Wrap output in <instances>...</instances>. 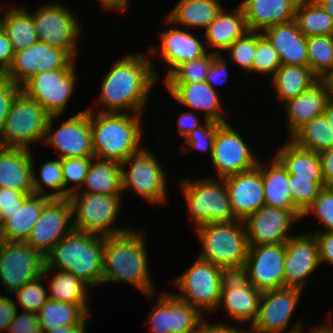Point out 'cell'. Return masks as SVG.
<instances>
[{"label":"cell","mask_w":333,"mask_h":333,"mask_svg":"<svg viewBox=\"0 0 333 333\" xmlns=\"http://www.w3.org/2000/svg\"><path fill=\"white\" fill-rule=\"evenodd\" d=\"M21 87L5 75H0V131L2 130L10 107Z\"/></svg>","instance_id":"54"},{"label":"cell","mask_w":333,"mask_h":333,"mask_svg":"<svg viewBox=\"0 0 333 333\" xmlns=\"http://www.w3.org/2000/svg\"><path fill=\"white\" fill-rule=\"evenodd\" d=\"M323 116L326 118L329 126L333 130V95L325 104Z\"/></svg>","instance_id":"67"},{"label":"cell","mask_w":333,"mask_h":333,"mask_svg":"<svg viewBox=\"0 0 333 333\" xmlns=\"http://www.w3.org/2000/svg\"><path fill=\"white\" fill-rule=\"evenodd\" d=\"M228 66V61L222 55H218L209 66L206 82L215 91H219L217 88L229 81L231 75Z\"/></svg>","instance_id":"55"},{"label":"cell","mask_w":333,"mask_h":333,"mask_svg":"<svg viewBox=\"0 0 333 333\" xmlns=\"http://www.w3.org/2000/svg\"><path fill=\"white\" fill-rule=\"evenodd\" d=\"M222 122H214L212 120H206L204 124L188 133L184 141L181 143V153H194L204 152L207 156L212 155V149L214 145L215 134L218 128L222 125ZM194 151V152H193Z\"/></svg>","instance_id":"47"},{"label":"cell","mask_w":333,"mask_h":333,"mask_svg":"<svg viewBox=\"0 0 333 333\" xmlns=\"http://www.w3.org/2000/svg\"><path fill=\"white\" fill-rule=\"evenodd\" d=\"M288 139L296 146L316 153L333 148V130L323 115L304 123Z\"/></svg>","instance_id":"41"},{"label":"cell","mask_w":333,"mask_h":333,"mask_svg":"<svg viewBox=\"0 0 333 333\" xmlns=\"http://www.w3.org/2000/svg\"><path fill=\"white\" fill-rule=\"evenodd\" d=\"M17 310L13 321L9 324L8 333H28L38 327V313Z\"/></svg>","instance_id":"56"},{"label":"cell","mask_w":333,"mask_h":333,"mask_svg":"<svg viewBox=\"0 0 333 333\" xmlns=\"http://www.w3.org/2000/svg\"><path fill=\"white\" fill-rule=\"evenodd\" d=\"M164 84V85H163ZM170 98L188 110L197 112L206 120L229 122L219 91H215L206 81L197 83H162Z\"/></svg>","instance_id":"24"},{"label":"cell","mask_w":333,"mask_h":333,"mask_svg":"<svg viewBox=\"0 0 333 333\" xmlns=\"http://www.w3.org/2000/svg\"><path fill=\"white\" fill-rule=\"evenodd\" d=\"M143 114L89 110L94 158L122 163L143 147Z\"/></svg>","instance_id":"3"},{"label":"cell","mask_w":333,"mask_h":333,"mask_svg":"<svg viewBox=\"0 0 333 333\" xmlns=\"http://www.w3.org/2000/svg\"><path fill=\"white\" fill-rule=\"evenodd\" d=\"M54 271V272H53ZM53 273V274H52ZM55 273V274H54ZM43 277L47 281L49 299L52 301L80 304L89 314L88 306L92 288L72 273L44 268ZM51 277L49 278V276ZM48 279V280H46ZM90 298H89V295ZM90 309V311H89Z\"/></svg>","instance_id":"34"},{"label":"cell","mask_w":333,"mask_h":333,"mask_svg":"<svg viewBox=\"0 0 333 333\" xmlns=\"http://www.w3.org/2000/svg\"><path fill=\"white\" fill-rule=\"evenodd\" d=\"M177 181L193 229L208 223L237 220L223 179L203 175L195 178L183 177Z\"/></svg>","instance_id":"5"},{"label":"cell","mask_w":333,"mask_h":333,"mask_svg":"<svg viewBox=\"0 0 333 333\" xmlns=\"http://www.w3.org/2000/svg\"><path fill=\"white\" fill-rule=\"evenodd\" d=\"M32 150L0 147V188L34 193Z\"/></svg>","instance_id":"31"},{"label":"cell","mask_w":333,"mask_h":333,"mask_svg":"<svg viewBox=\"0 0 333 333\" xmlns=\"http://www.w3.org/2000/svg\"><path fill=\"white\" fill-rule=\"evenodd\" d=\"M294 20L306 38L333 35V17L325 12L315 0H299Z\"/></svg>","instance_id":"40"},{"label":"cell","mask_w":333,"mask_h":333,"mask_svg":"<svg viewBox=\"0 0 333 333\" xmlns=\"http://www.w3.org/2000/svg\"><path fill=\"white\" fill-rule=\"evenodd\" d=\"M76 70H50L33 75L21 90L51 115H63L74 94L78 75Z\"/></svg>","instance_id":"18"},{"label":"cell","mask_w":333,"mask_h":333,"mask_svg":"<svg viewBox=\"0 0 333 333\" xmlns=\"http://www.w3.org/2000/svg\"><path fill=\"white\" fill-rule=\"evenodd\" d=\"M34 157L32 151V185L34 194L47 195L51 198H64L61 159L57 157V159L55 158L47 160L43 164L41 163L38 171L35 169V162L37 161L34 160ZM49 189L50 192L48 191Z\"/></svg>","instance_id":"42"},{"label":"cell","mask_w":333,"mask_h":333,"mask_svg":"<svg viewBox=\"0 0 333 333\" xmlns=\"http://www.w3.org/2000/svg\"><path fill=\"white\" fill-rule=\"evenodd\" d=\"M312 233L318 244L321 265L333 267V232H309Z\"/></svg>","instance_id":"58"},{"label":"cell","mask_w":333,"mask_h":333,"mask_svg":"<svg viewBox=\"0 0 333 333\" xmlns=\"http://www.w3.org/2000/svg\"><path fill=\"white\" fill-rule=\"evenodd\" d=\"M221 270L219 266L196 257L186 271L169 282L178 291L172 293L208 317V314H214L220 301Z\"/></svg>","instance_id":"11"},{"label":"cell","mask_w":333,"mask_h":333,"mask_svg":"<svg viewBox=\"0 0 333 333\" xmlns=\"http://www.w3.org/2000/svg\"><path fill=\"white\" fill-rule=\"evenodd\" d=\"M99 7H102L104 11L120 13L121 11L125 13L128 7H130L131 0H96Z\"/></svg>","instance_id":"64"},{"label":"cell","mask_w":333,"mask_h":333,"mask_svg":"<svg viewBox=\"0 0 333 333\" xmlns=\"http://www.w3.org/2000/svg\"><path fill=\"white\" fill-rule=\"evenodd\" d=\"M93 158L94 157H73L61 159L64 198H68L70 194L78 191L82 187Z\"/></svg>","instance_id":"49"},{"label":"cell","mask_w":333,"mask_h":333,"mask_svg":"<svg viewBox=\"0 0 333 333\" xmlns=\"http://www.w3.org/2000/svg\"><path fill=\"white\" fill-rule=\"evenodd\" d=\"M218 54L208 52L205 56L177 66L162 83H197L206 81L209 66Z\"/></svg>","instance_id":"46"},{"label":"cell","mask_w":333,"mask_h":333,"mask_svg":"<svg viewBox=\"0 0 333 333\" xmlns=\"http://www.w3.org/2000/svg\"><path fill=\"white\" fill-rule=\"evenodd\" d=\"M299 0H242L241 6L249 31L263 32L273 25L294 20Z\"/></svg>","instance_id":"28"},{"label":"cell","mask_w":333,"mask_h":333,"mask_svg":"<svg viewBox=\"0 0 333 333\" xmlns=\"http://www.w3.org/2000/svg\"><path fill=\"white\" fill-rule=\"evenodd\" d=\"M68 198L72 205L74 230L109 237L130 229L115 224L123 209V194L73 192Z\"/></svg>","instance_id":"7"},{"label":"cell","mask_w":333,"mask_h":333,"mask_svg":"<svg viewBox=\"0 0 333 333\" xmlns=\"http://www.w3.org/2000/svg\"><path fill=\"white\" fill-rule=\"evenodd\" d=\"M146 325L151 333H170V291L161 292L152 307Z\"/></svg>","instance_id":"53"},{"label":"cell","mask_w":333,"mask_h":333,"mask_svg":"<svg viewBox=\"0 0 333 333\" xmlns=\"http://www.w3.org/2000/svg\"><path fill=\"white\" fill-rule=\"evenodd\" d=\"M194 231L201 246L200 259L220 268L244 266L250 246L243 220L208 223Z\"/></svg>","instance_id":"6"},{"label":"cell","mask_w":333,"mask_h":333,"mask_svg":"<svg viewBox=\"0 0 333 333\" xmlns=\"http://www.w3.org/2000/svg\"><path fill=\"white\" fill-rule=\"evenodd\" d=\"M230 321L227 322H220V320L217 322L215 321L210 322L209 318L207 319V316H205L198 328V332L197 333H252L250 326L248 329H244V327H242L243 329H241L238 326H235L234 324L231 323V325L229 324Z\"/></svg>","instance_id":"59"},{"label":"cell","mask_w":333,"mask_h":333,"mask_svg":"<svg viewBox=\"0 0 333 333\" xmlns=\"http://www.w3.org/2000/svg\"><path fill=\"white\" fill-rule=\"evenodd\" d=\"M49 114L22 90L14 98L0 131V147L31 150L34 143H43Z\"/></svg>","instance_id":"9"},{"label":"cell","mask_w":333,"mask_h":333,"mask_svg":"<svg viewBox=\"0 0 333 333\" xmlns=\"http://www.w3.org/2000/svg\"><path fill=\"white\" fill-rule=\"evenodd\" d=\"M262 291L249 282L248 271L244 266L222 268L221 294L216 313L219 308L226 318L236 325L254 322Z\"/></svg>","instance_id":"12"},{"label":"cell","mask_w":333,"mask_h":333,"mask_svg":"<svg viewBox=\"0 0 333 333\" xmlns=\"http://www.w3.org/2000/svg\"><path fill=\"white\" fill-rule=\"evenodd\" d=\"M333 191V180L327 185Z\"/></svg>","instance_id":"73"},{"label":"cell","mask_w":333,"mask_h":333,"mask_svg":"<svg viewBox=\"0 0 333 333\" xmlns=\"http://www.w3.org/2000/svg\"><path fill=\"white\" fill-rule=\"evenodd\" d=\"M51 199L47 195L26 193L19 199L18 207L4 222L0 240L26 242L38 221L44 205Z\"/></svg>","instance_id":"30"},{"label":"cell","mask_w":333,"mask_h":333,"mask_svg":"<svg viewBox=\"0 0 333 333\" xmlns=\"http://www.w3.org/2000/svg\"><path fill=\"white\" fill-rule=\"evenodd\" d=\"M44 268L45 256L28 243L0 240V286L6 293L35 280Z\"/></svg>","instance_id":"17"},{"label":"cell","mask_w":333,"mask_h":333,"mask_svg":"<svg viewBox=\"0 0 333 333\" xmlns=\"http://www.w3.org/2000/svg\"><path fill=\"white\" fill-rule=\"evenodd\" d=\"M226 54V55H225ZM256 54V32L248 31L243 37L235 40L222 56H228L225 59L229 61V65L241 68L242 75L247 77L253 74V62ZM247 74V76H246Z\"/></svg>","instance_id":"45"},{"label":"cell","mask_w":333,"mask_h":333,"mask_svg":"<svg viewBox=\"0 0 333 333\" xmlns=\"http://www.w3.org/2000/svg\"><path fill=\"white\" fill-rule=\"evenodd\" d=\"M28 333H44V330L38 326L37 328L32 329V331Z\"/></svg>","instance_id":"72"},{"label":"cell","mask_w":333,"mask_h":333,"mask_svg":"<svg viewBox=\"0 0 333 333\" xmlns=\"http://www.w3.org/2000/svg\"><path fill=\"white\" fill-rule=\"evenodd\" d=\"M59 118L61 115L49 116L43 143L54 149L60 159L94 157L89 109L74 114L57 127Z\"/></svg>","instance_id":"16"},{"label":"cell","mask_w":333,"mask_h":333,"mask_svg":"<svg viewBox=\"0 0 333 333\" xmlns=\"http://www.w3.org/2000/svg\"><path fill=\"white\" fill-rule=\"evenodd\" d=\"M322 9L333 17V0H315Z\"/></svg>","instance_id":"68"},{"label":"cell","mask_w":333,"mask_h":333,"mask_svg":"<svg viewBox=\"0 0 333 333\" xmlns=\"http://www.w3.org/2000/svg\"><path fill=\"white\" fill-rule=\"evenodd\" d=\"M224 7L202 34L208 52L223 55L229 46L249 30L241 6Z\"/></svg>","instance_id":"27"},{"label":"cell","mask_w":333,"mask_h":333,"mask_svg":"<svg viewBox=\"0 0 333 333\" xmlns=\"http://www.w3.org/2000/svg\"><path fill=\"white\" fill-rule=\"evenodd\" d=\"M308 67L323 79L333 68V35L307 37Z\"/></svg>","instance_id":"43"},{"label":"cell","mask_w":333,"mask_h":333,"mask_svg":"<svg viewBox=\"0 0 333 333\" xmlns=\"http://www.w3.org/2000/svg\"><path fill=\"white\" fill-rule=\"evenodd\" d=\"M144 228H130L124 233L104 238L102 286L127 284L148 299L157 290L150 275V259Z\"/></svg>","instance_id":"2"},{"label":"cell","mask_w":333,"mask_h":333,"mask_svg":"<svg viewBox=\"0 0 333 333\" xmlns=\"http://www.w3.org/2000/svg\"><path fill=\"white\" fill-rule=\"evenodd\" d=\"M163 21L164 26L168 24L167 26L171 28L163 29L159 35V44L149 46L147 50L158 81L162 76L161 73L159 75V72L156 70L155 59L160 58L158 61L160 60L164 63V67L168 66L166 70H164L166 74L162 79L163 81L180 64L199 59L208 53L205 40L200 36L198 37V34L194 33L192 30L176 26L166 16Z\"/></svg>","instance_id":"13"},{"label":"cell","mask_w":333,"mask_h":333,"mask_svg":"<svg viewBox=\"0 0 333 333\" xmlns=\"http://www.w3.org/2000/svg\"><path fill=\"white\" fill-rule=\"evenodd\" d=\"M282 66L277 51L269 40L262 34L256 32V54L253 62L254 74L267 75L271 77Z\"/></svg>","instance_id":"50"},{"label":"cell","mask_w":333,"mask_h":333,"mask_svg":"<svg viewBox=\"0 0 333 333\" xmlns=\"http://www.w3.org/2000/svg\"><path fill=\"white\" fill-rule=\"evenodd\" d=\"M331 319L325 320V322L316 325L315 328L312 329H304L300 333H333V322L332 317ZM331 320V321H330ZM329 321V322H328Z\"/></svg>","instance_id":"66"},{"label":"cell","mask_w":333,"mask_h":333,"mask_svg":"<svg viewBox=\"0 0 333 333\" xmlns=\"http://www.w3.org/2000/svg\"><path fill=\"white\" fill-rule=\"evenodd\" d=\"M307 216H314V220L321 224V229L310 232H333V191L329 187L321 190L312 205L304 212L302 219H306Z\"/></svg>","instance_id":"52"},{"label":"cell","mask_w":333,"mask_h":333,"mask_svg":"<svg viewBox=\"0 0 333 333\" xmlns=\"http://www.w3.org/2000/svg\"><path fill=\"white\" fill-rule=\"evenodd\" d=\"M285 243L250 246L244 267L249 282L263 291L284 287Z\"/></svg>","instance_id":"23"},{"label":"cell","mask_w":333,"mask_h":333,"mask_svg":"<svg viewBox=\"0 0 333 333\" xmlns=\"http://www.w3.org/2000/svg\"><path fill=\"white\" fill-rule=\"evenodd\" d=\"M159 160L152 150L144 146L122 162L123 193L131 189V192L141 197L148 205L162 206L167 203L169 200L167 184L170 178L167 169Z\"/></svg>","instance_id":"8"},{"label":"cell","mask_w":333,"mask_h":333,"mask_svg":"<svg viewBox=\"0 0 333 333\" xmlns=\"http://www.w3.org/2000/svg\"><path fill=\"white\" fill-rule=\"evenodd\" d=\"M276 149L273 155L287 169L289 175L310 181H325L318 153L300 148L288 138Z\"/></svg>","instance_id":"35"},{"label":"cell","mask_w":333,"mask_h":333,"mask_svg":"<svg viewBox=\"0 0 333 333\" xmlns=\"http://www.w3.org/2000/svg\"><path fill=\"white\" fill-rule=\"evenodd\" d=\"M289 185L293 203L302 214L326 187L325 181H310V179L296 178V175H289Z\"/></svg>","instance_id":"51"},{"label":"cell","mask_w":333,"mask_h":333,"mask_svg":"<svg viewBox=\"0 0 333 333\" xmlns=\"http://www.w3.org/2000/svg\"><path fill=\"white\" fill-rule=\"evenodd\" d=\"M331 90L322 79L309 89L281 105L286 115V136L289 138L299 127L311 119L323 115L324 107L332 96Z\"/></svg>","instance_id":"26"},{"label":"cell","mask_w":333,"mask_h":333,"mask_svg":"<svg viewBox=\"0 0 333 333\" xmlns=\"http://www.w3.org/2000/svg\"><path fill=\"white\" fill-rule=\"evenodd\" d=\"M3 226H4V220H3V215H2V209L0 208V235L3 230Z\"/></svg>","instance_id":"70"},{"label":"cell","mask_w":333,"mask_h":333,"mask_svg":"<svg viewBox=\"0 0 333 333\" xmlns=\"http://www.w3.org/2000/svg\"><path fill=\"white\" fill-rule=\"evenodd\" d=\"M204 317L196 307L170 292V333H197Z\"/></svg>","instance_id":"44"},{"label":"cell","mask_w":333,"mask_h":333,"mask_svg":"<svg viewBox=\"0 0 333 333\" xmlns=\"http://www.w3.org/2000/svg\"><path fill=\"white\" fill-rule=\"evenodd\" d=\"M4 6H6V4H3V6L2 5H0V15H2V17L0 16V29L2 28V18H3V15H4V10H3V8H5ZM1 11L3 12V13H1Z\"/></svg>","instance_id":"71"},{"label":"cell","mask_w":333,"mask_h":333,"mask_svg":"<svg viewBox=\"0 0 333 333\" xmlns=\"http://www.w3.org/2000/svg\"><path fill=\"white\" fill-rule=\"evenodd\" d=\"M45 279L43 275L39 276L33 281L28 282L23 285L21 288L16 290L13 295L17 298L15 299V304L17 309L28 312L38 313L42 306L49 299L48 289L44 285ZM18 302V303H17Z\"/></svg>","instance_id":"48"},{"label":"cell","mask_w":333,"mask_h":333,"mask_svg":"<svg viewBox=\"0 0 333 333\" xmlns=\"http://www.w3.org/2000/svg\"><path fill=\"white\" fill-rule=\"evenodd\" d=\"M235 217L245 220L265 205L262 173L258 166L223 178Z\"/></svg>","instance_id":"25"},{"label":"cell","mask_w":333,"mask_h":333,"mask_svg":"<svg viewBox=\"0 0 333 333\" xmlns=\"http://www.w3.org/2000/svg\"><path fill=\"white\" fill-rule=\"evenodd\" d=\"M319 154L323 178L326 186L333 180V148L324 150Z\"/></svg>","instance_id":"63"},{"label":"cell","mask_w":333,"mask_h":333,"mask_svg":"<svg viewBox=\"0 0 333 333\" xmlns=\"http://www.w3.org/2000/svg\"><path fill=\"white\" fill-rule=\"evenodd\" d=\"M11 296L0 297V332H7L9 324L13 321L17 312V305L15 304V298Z\"/></svg>","instance_id":"61"},{"label":"cell","mask_w":333,"mask_h":333,"mask_svg":"<svg viewBox=\"0 0 333 333\" xmlns=\"http://www.w3.org/2000/svg\"><path fill=\"white\" fill-rule=\"evenodd\" d=\"M14 50L12 43L7 37L3 29H0V75H4L10 68L13 58Z\"/></svg>","instance_id":"62"},{"label":"cell","mask_w":333,"mask_h":333,"mask_svg":"<svg viewBox=\"0 0 333 333\" xmlns=\"http://www.w3.org/2000/svg\"><path fill=\"white\" fill-rule=\"evenodd\" d=\"M222 0H179L165 16L176 26L205 31L225 7Z\"/></svg>","instance_id":"33"},{"label":"cell","mask_w":333,"mask_h":333,"mask_svg":"<svg viewBox=\"0 0 333 333\" xmlns=\"http://www.w3.org/2000/svg\"><path fill=\"white\" fill-rule=\"evenodd\" d=\"M306 231L296 233L285 242L284 287L305 291L309 277L322 267L317 241Z\"/></svg>","instance_id":"21"},{"label":"cell","mask_w":333,"mask_h":333,"mask_svg":"<svg viewBox=\"0 0 333 333\" xmlns=\"http://www.w3.org/2000/svg\"><path fill=\"white\" fill-rule=\"evenodd\" d=\"M262 34L277 51L282 65L308 66L307 38L299 30L295 20L273 25Z\"/></svg>","instance_id":"29"},{"label":"cell","mask_w":333,"mask_h":333,"mask_svg":"<svg viewBox=\"0 0 333 333\" xmlns=\"http://www.w3.org/2000/svg\"><path fill=\"white\" fill-rule=\"evenodd\" d=\"M2 29L11 41L14 52L39 41L31 11L24 5L5 7Z\"/></svg>","instance_id":"38"},{"label":"cell","mask_w":333,"mask_h":333,"mask_svg":"<svg viewBox=\"0 0 333 333\" xmlns=\"http://www.w3.org/2000/svg\"><path fill=\"white\" fill-rule=\"evenodd\" d=\"M205 122L206 119L202 115H199L197 112L187 110L179 114L175 131H177L176 133L179 134V137L184 139L188 133L198 128Z\"/></svg>","instance_id":"57"},{"label":"cell","mask_w":333,"mask_h":333,"mask_svg":"<svg viewBox=\"0 0 333 333\" xmlns=\"http://www.w3.org/2000/svg\"><path fill=\"white\" fill-rule=\"evenodd\" d=\"M76 62L66 51L39 40L30 47L16 51L12 64L4 75L21 87L39 72L77 70Z\"/></svg>","instance_id":"19"},{"label":"cell","mask_w":333,"mask_h":333,"mask_svg":"<svg viewBox=\"0 0 333 333\" xmlns=\"http://www.w3.org/2000/svg\"><path fill=\"white\" fill-rule=\"evenodd\" d=\"M270 158L265 162L259 159L257 164L262 173L265 205L284 210H298L291 196L287 169L274 155Z\"/></svg>","instance_id":"32"},{"label":"cell","mask_w":333,"mask_h":333,"mask_svg":"<svg viewBox=\"0 0 333 333\" xmlns=\"http://www.w3.org/2000/svg\"><path fill=\"white\" fill-rule=\"evenodd\" d=\"M73 230L69 198H51L43 207L26 243L44 256Z\"/></svg>","instance_id":"22"},{"label":"cell","mask_w":333,"mask_h":333,"mask_svg":"<svg viewBox=\"0 0 333 333\" xmlns=\"http://www.w3.org/2000/svg\"><path fill=\"white\" fill-rule=\"evenodd\" d=\"M90 315L80 304L48 299L38 312V326L49 331L61 326L88 325Z\"/></svg>","instance_id":"39"},{"label":"cell","mask_w":333,"mask_h":333,"mask_svg":"<svg viewBox=\"0 0 333 333\" xmlns=\"http://www.w3.org/2000/svg\"><path fill=\"white\" fill-rule=\"evenodd\" d=\"M304 292L296 287L263 291L257 316L250 326L252 333H300L304 330L301 319L290 325Z\"/></svg>","instance_id":"14"},{"label":"cell","mask_w":333,"mask_h":333,"mask_svg":"<svg viewBox=\"0 0 333 333\" xmlns=\"http://www.w3.org/2000/svg\"><path fill=\"white\" fill-rule=\"evenodd\" d=\"M76 192L123 194L121 163L93 158L83 185Z\"/></svg>","instance_id":"37"},{"label":"cell","mask_w":333,"mask_h":333,"mask_svg":"<svg viewBox=\"0 0 333 333\" xmlns=\"http://www.w3.org/2000/svg\"><path fill=\"white\" fill-rule=\"evenodd\" d=\"M88 325L61 326L53 330L44 331V333H88Z\"/></svg>","instance_id":"65"},{"label":"cell","mask_w":333,"mask_h":333,"mask_svg":"<svg viewBox=\"0 0 333 333\" xmlns=\"http://www.w3.org/2000/svg\"><path fill=\"white\" fill-rule=\"evenodd\" d=\"M104 238L73 229L45 255V267L72 273L87 283L92 290L100 288Z\"/></svg>","instance_id":"4"},{"label":"cell","mask_w":333,"mask_h":333,"mask_svg":"<svg viewBox=\"0 0 333 333\" xmlns=\"http://www.w3.org/2000/svg\"><path fill=\"white\" fill-rule=\"evenodd\" d=\"M23 195V192L15 189L0 188V208L4 222L11 217V213L18 207L19 199Z\"/></svg>","instance_id":"60"},{"label":"cell","mask_w":333,"mask_h":333,"mask_svg":"<svg viewBox=\"0 0 333 333\" xmlns=\"http://www.w3.org/2000/svg\"><path fill=\"white\" fill-rule=\"evenodd\" d=\"M122 55L104 74L100 93L89 110L144 115L150 94L155 84L160 82L155 76L147 50Z\"/></svg>","instance_id":"1"},{"label":"cell","mask_w":333,"mask_h":333,"mask_svg":"<svg viewBox=\"0 0 333 333\" xmlns=\"http://www.w3.org/2000/svg\"><path fill=\"white\" fill-rule=\"evenodd\" d=\"M333 94V68L322 79Z\"/></svg>","instance_id":"69"},{"label":"cell","mask_w":333,"mask_h":333,"mask_svg":"<svg viewBox=\"0 0 333 333\" xmlns=\"http://www.w3.org/2000/svg\"><path fill=\"white\" fill-rule=\"evenodd\" d=\"M269 80L277 102L282 105L309 89L319 78L308 66L282 65Z\"/></svg>","instance_id":"36"},{"label":"cell","mask_w":333,"mask_h":333,"mask_svg":"<svg viewBox=\"0 0 333 333\" xmlns=\"http://www.w3.org/2000/svg\"><path fill=\"white\" fill-rule=\"evenodd\" d=\"M69 7L58 2H44L31 15L40 41L64 50L78 60V43L85 28L78 14Z\"/></svg>","instance_id":"10"},{"label":"cell","mask_w":333,"mask_h":333,"mask_svg":"<svg viewBox=\"0 0 333 333\" xmlns=\"http://www.w3.org/2000/svg\"><path fill=\"white\" fill-rule=\"evenodd\" d=\"M232 126L230 121L223 123L215 134L209 161L215 169V175L210 174L207 177L223 179L253 169L258 164L260 158L251 150L248 139L246 140L239 128Z\"/></svg>","instance_id":"15"},{"label":"cell","mask_w":333,"mask_h":333,"mask_svg":"<svg viewBox=\"0 0 333 333\" xmlns=\"http://www.w3.org/2000/svg\"><path fill=\"white\" fill-rule=\"evenodd\" d=\"M302 216L299 210L264 205L244 220L249 246L285 243L295 235L293 225L303 221Z\"/></svg>","instance_id":"20"}]
</instances>
